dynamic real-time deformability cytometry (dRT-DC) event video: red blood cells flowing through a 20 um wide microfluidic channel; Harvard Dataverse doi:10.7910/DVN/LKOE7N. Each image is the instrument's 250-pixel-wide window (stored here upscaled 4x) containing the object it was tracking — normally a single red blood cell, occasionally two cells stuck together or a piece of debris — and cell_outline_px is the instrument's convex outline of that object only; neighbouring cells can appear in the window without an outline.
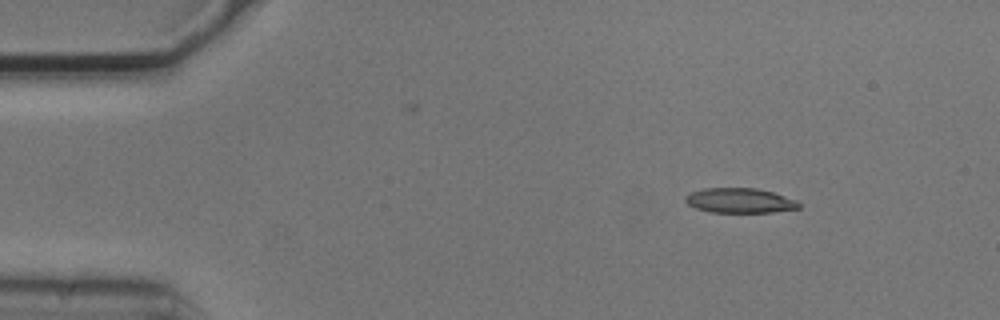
{"species": "common noctule bat (a hibernating species)", "species_latin": "Nyctalus noctula", "temperature_condition": "cold", "stored_images_in_passage": 4, "camera_frame_rate_fps": 3000, "um_per_image_px": 0.085, "animal": {"sex": "male", "body_mass_g": 20.5, "forearm_length_mm": 52.5}, "frame": {"image": 1, "passage_image": 1, "time_ms": 0.0, "image_size_px": [1000, 320], "cell_outline_px": [[800, 208], [772, 212], [708, 212], [696, 208], [688, 204], [684, 200], [684, 196], [692, 192], [704, 188], [756, 188], [772, 192], [796, 200], [800, 204]], "centroid_in_image_um": [62.86, 17.05], "position_along_channel_um": 22.1, "area_um2": 16.36}}
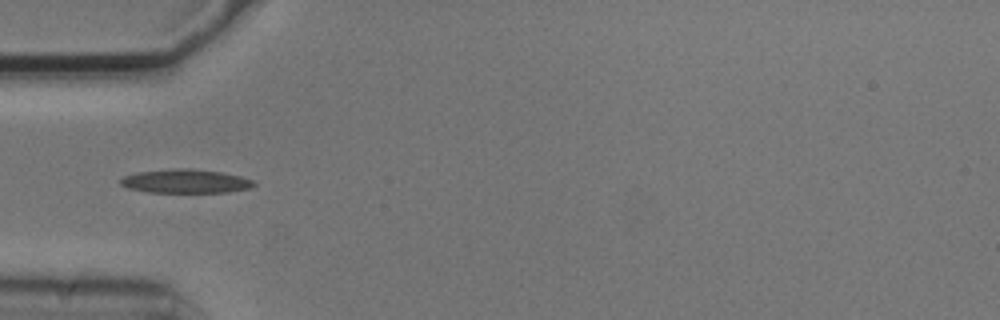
{"frame": {"image": 2, "passage_image": 3, "time_ms": 0.667, "image_size_px": [1000, 320], "cell_outline_px": [[256, 184], [252, 188], [228, 192], [148, 192], [128, 188], [120, 184], [120, 180], [124, 176], [136, 172], [176, 168], [192, 168], [220, 172], [240, 176], [252, 180]], "centroid_in_image_um": [15.77, 15.4], "position_along_channel_um": 69.2, "area_um2": 18.5}}